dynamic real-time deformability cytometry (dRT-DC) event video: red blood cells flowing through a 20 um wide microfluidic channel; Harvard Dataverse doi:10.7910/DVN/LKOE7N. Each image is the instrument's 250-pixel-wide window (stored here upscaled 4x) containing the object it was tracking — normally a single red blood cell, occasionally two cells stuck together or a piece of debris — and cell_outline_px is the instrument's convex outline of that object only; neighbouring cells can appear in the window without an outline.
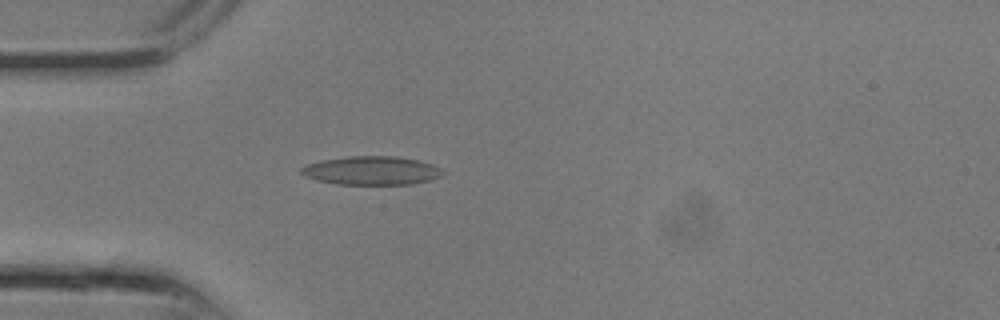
{"species": "common noctule bat (a hibernating species)", "species_latin": "Nyctalus noctula", "temperature_condition": "room temperature", "stored_images_in_passage": 23, "camera_frame_rate_fps": 3000, "um_per_image_px": 0.085, "animal": {"sex": "male", "body_mass_g": 13.3}, "frame": {"image": 1, "passage_image": 6, "time_ms": 1.667, "image_size_px": [1000, 320], "cell_outline_px": [[448, 172], [440, 176], [428, 180], [412, 184], [336, 184], [316, 180], [304, 176], [300, 172], [300, 168], [304, 164], [320, 160], [348, 156], [396, 156], [416, 160], [432, 164], [444, 168]], "centroid_in_image_um": [31.57, 14.49], "position_along_channel_um": 53.4, "area_um2": 23.87}}
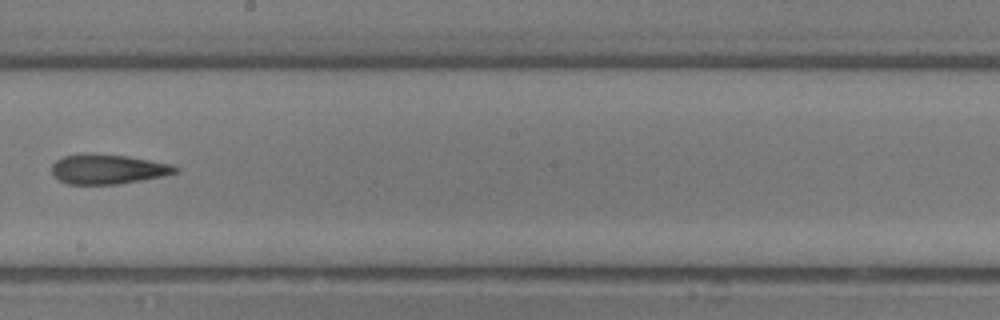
{"frame": {"image": 2, "passage_image": 13, "time_ms": 4.0, "image_size_px": [1000, 320], "cell_outline_px": [[180, 172], [164, 176], [116, 184], [68, 184], [60, 180], [52, 172], [52, 164], [56, 160], [64, 156], [128, 156], [172, 164], [180, 168]], "centroid_in_image_um": [9.26, 14.41], "position_along_channel_um": 238.9, "area_um2": 20.63}}
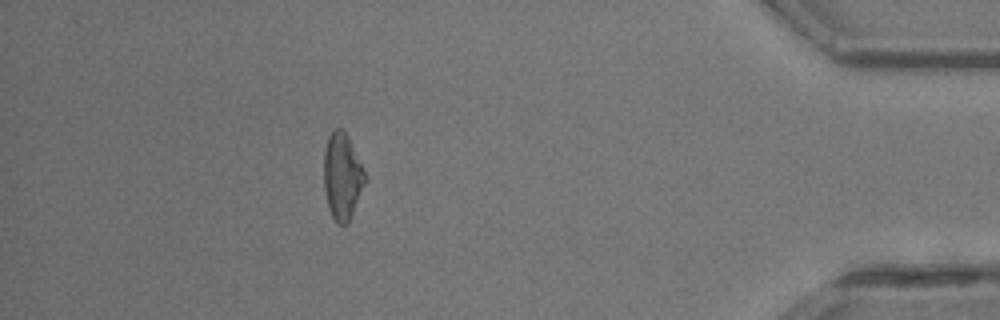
{"frame": {"image": 3, "passage_image": 21, "time_ms": 6.667, "image_size_px": [1000, 320], "cell_outline_px": [[368, 180], [348, 224], [340, 224], [332, 216], [328, 208], [324, 188], [324, 152], [328, 136], [336, 128], [344, 128], [348, 136]], "centroid_in_image_um": [29.1, 14.99], "position_along_channel_um": 406.1, "area_um2": 20.87}}